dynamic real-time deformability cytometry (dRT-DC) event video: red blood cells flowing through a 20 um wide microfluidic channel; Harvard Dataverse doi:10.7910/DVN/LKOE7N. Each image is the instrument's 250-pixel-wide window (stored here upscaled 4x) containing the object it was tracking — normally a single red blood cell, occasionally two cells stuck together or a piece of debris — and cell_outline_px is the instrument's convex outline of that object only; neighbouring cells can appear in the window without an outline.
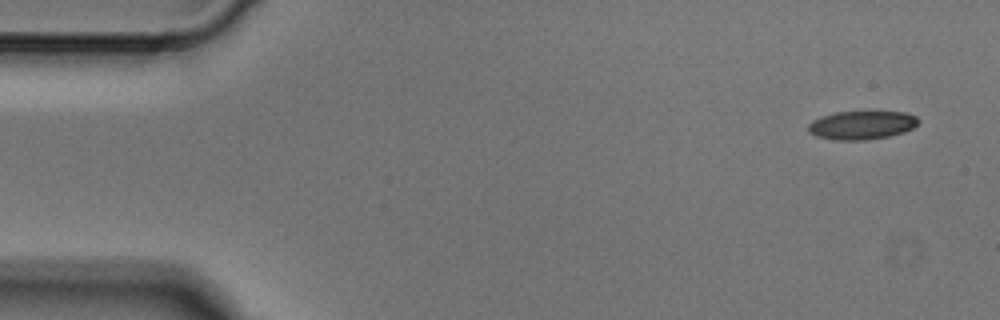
{"species": "Egyptian fruit bat (a non-hibernating species)", "species_latin": "Rousettus aegyptiacus", "temperature_condition": "cold", "stored_images_in_passage": 4, "camera_frame_rate_fps": 3000, "um_per_image_px": 0.085, "animal": {"sex": "male"}, "frame": {"image": 1, "passage_image": 1, "time_ms": 0.0, "image_size_px": [1000, 320], "cell_outline_px": [[920, 120], [912, 128], [904, 132], [888, 136], [864, 140], [836, 140], [816, 136], [808, 132], [808, 124], [812, 120], [820, 116], [836, 112], [908, 112], [916, 116]], "centroid_in_image_um": [73.23, 10.63], "position_along_channel_um": 11.8, "area_um2": 18.32}}
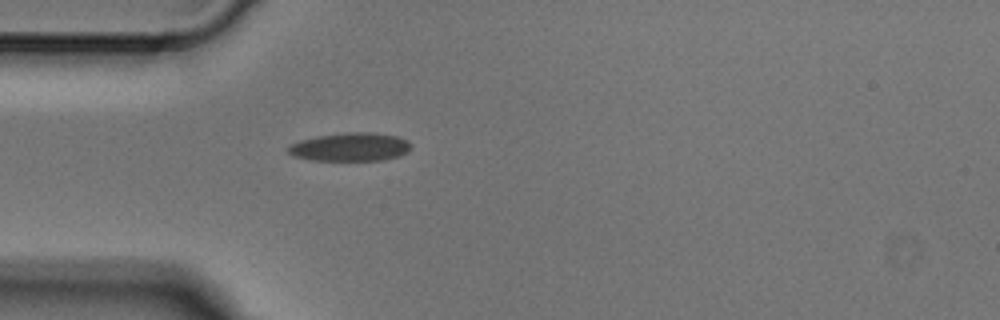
{"frame": {"image": 2, "passage_image": 4, "time_ms": 1.0, "image_size_px": [1000, 320], "cell_outline_px": [[412, 148], [408, 152], [400, 156], [380, 160], [312, 160], [292, 156], [288, 152], [288, 148], [292, 144], [300, 140], [316, 136], [352, 132], [376, 132], [396, 136], [408, 140], [412, 144]], "centroid_in_image_um": [29.82, 12.49], "position_along_channel_um": 55.2, "area_um2": 20.4}}